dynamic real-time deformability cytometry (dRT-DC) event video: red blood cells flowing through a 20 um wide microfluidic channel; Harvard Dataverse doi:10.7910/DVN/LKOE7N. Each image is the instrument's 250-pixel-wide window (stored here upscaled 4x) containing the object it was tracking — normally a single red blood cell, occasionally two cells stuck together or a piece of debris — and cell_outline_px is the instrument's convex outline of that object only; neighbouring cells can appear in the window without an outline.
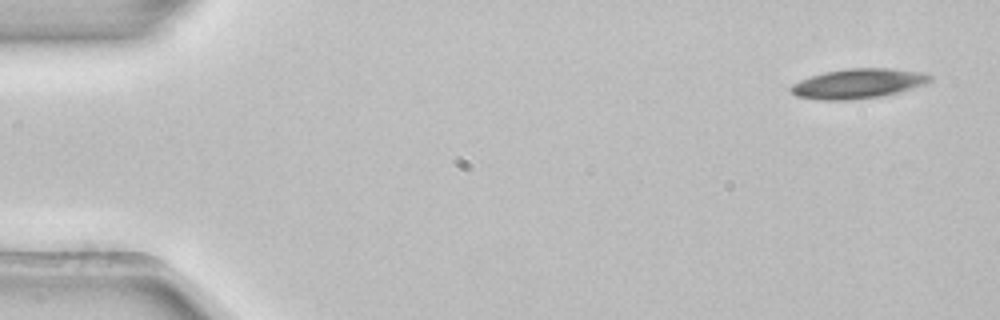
{"species": "common noctule bat (a hibernating species)", "species_latin": "Nyctalus noctula", "temperature_condition": "room temperature", "stored_images_in_passage": 4, "camera_frame_rate_fps": 3000, "um_per_image_px": 0.085, "animal": {"sex": "female", "body_mass_g": 22.7, "forearm_length_mm": 54.2}, "frame": {"image": 1, "passage_image": 1, "time_ms": 0.0, "image_size_px": [1000, 320], "cell_outline_px": [[932, 80], [924, 84], [900, 92], [884, 96], [852, 100], [820, 100], [796, 96], [788, 88], [792, 84], [800, 80], [824, 72], [848, 68], [888, 68], [920, 72], [932, 76]], "centroid_in_image_um": [72.93, 7.11], "position_along_channel_um": 12.1, "area_um2": 24.16}}
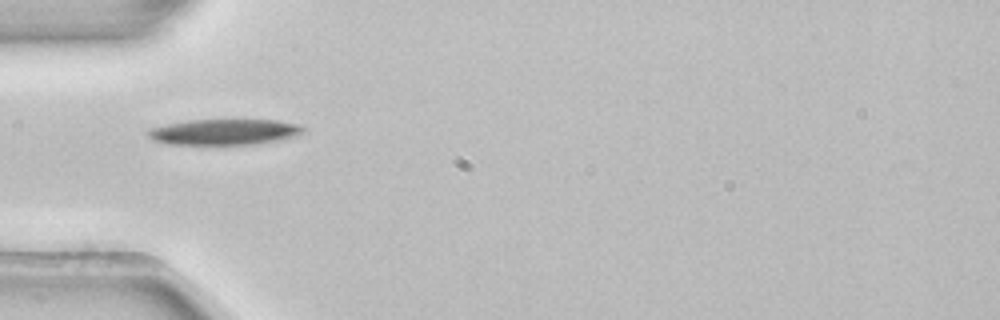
{"frame": {"image": 2, "passage_image": 4, "time_ms": 1.0, "image_size_px": [1000, 320], "cell_outline_px": [[304, 128], [296, 136], [256, 144], [168, 144], [152, 140], [144, 132], [148, 128], [188, 120], [276, 120], [300, 124]], "centroid_in_image_um": [19.0, 11.21], "position_along_channel_um": 66.0, "area_um2": 23.24}}